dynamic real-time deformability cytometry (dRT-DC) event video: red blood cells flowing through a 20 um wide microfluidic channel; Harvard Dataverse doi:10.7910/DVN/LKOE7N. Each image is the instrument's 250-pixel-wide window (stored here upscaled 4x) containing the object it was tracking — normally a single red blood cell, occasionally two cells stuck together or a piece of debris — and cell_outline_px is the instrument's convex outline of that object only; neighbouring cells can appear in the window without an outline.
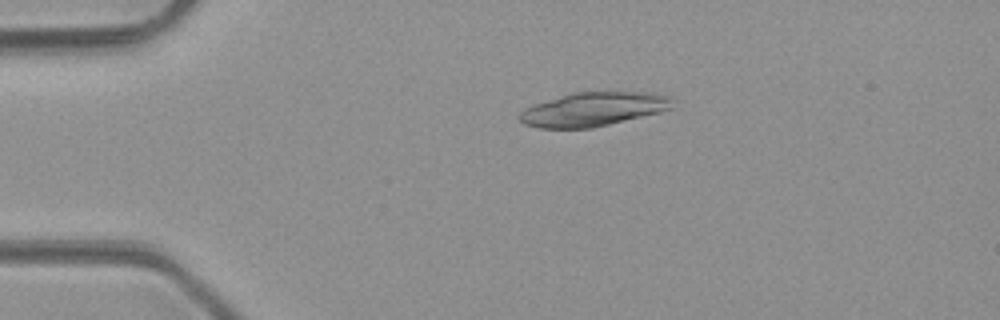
{"species": "common noctule bat (a hibernating species)", "species_latin": "Nyctalus noctula", "temperature_condition": "room temperature", "stored_images_in_passage": 48, "camera_frame_rate_fps": 3000, "um_per_image_px": 0.085, "animal": {"sex": "male", "body_mass_g": 23.1, "forearm_length_mm": 52.7}, "frame": {"image": 1, "passage_image": 10, "time_ms": 3.0, "image_size_px": [1000, 320], "cell_outline_px": [[672, 108], [660, 112], [592, 128], [540, 128], [524, 124], [516, 116], [524, 108], [572, 92], [648, 92], [672, 96]], "centroid_in_image_um": [50.43, 9.28], "position_along_channel_um": 34.6, "area_um2": 30.11}}